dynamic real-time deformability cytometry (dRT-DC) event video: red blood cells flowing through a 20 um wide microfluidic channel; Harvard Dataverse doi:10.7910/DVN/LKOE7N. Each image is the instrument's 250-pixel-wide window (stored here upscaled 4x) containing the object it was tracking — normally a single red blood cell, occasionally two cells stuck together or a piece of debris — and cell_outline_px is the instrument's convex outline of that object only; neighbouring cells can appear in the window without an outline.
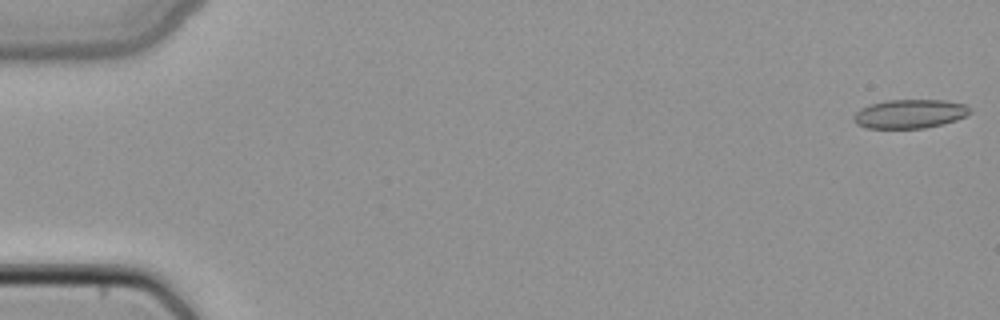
{"species": "common noctule bat (a hibernating species)", "species_latin": "Nyctalus noctula", "temperature_condition": "cold", "stored_images_in_passage": 50, "segment_of_instrument_passage": [1, 2], "camera_frame_rate_fps": 3000, "um_per_image_px": 0.085, "animal": {"sex": "female", "body_mass_g": 22.7, "forearm_length_mm": 54.2}, "frame": {"image": 1, "passage_image": 1, "time_ms": 0.0, "image_size_px": [1000, 320], "cell_outline_px": [[972, 112], [956, 120], [944, 124], [924, 128], [864, 128], [856, 124], [852, 120], [852, 116], [860, 108], [868, 104], [884, 100], [944, 100], [964, 104], [972, 108]], "centroid_in_image_um": [77.3, 9.67], "position_along_channel_um": 7.7, "area_um2": 19.88}}
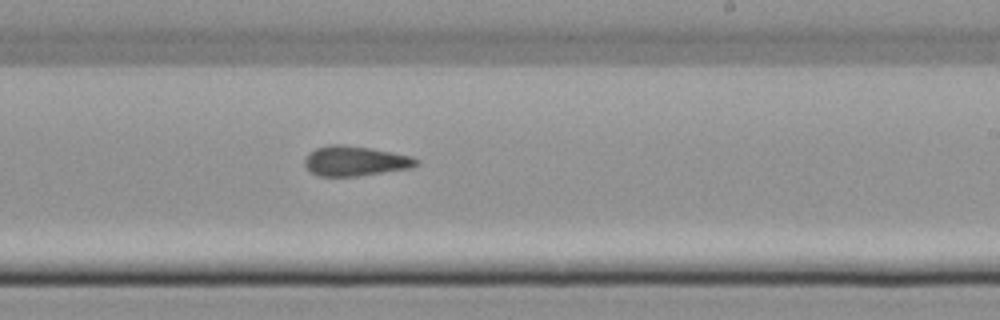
{"frame": {"image": 2, "passage_image": 30, "time_ms": 9.667, "image_size_px": [1000, 320], "cell_outline_px": [[420, 164], [412, 168], [356, 176], [320, 176], [312, 172], [304, 164], [304, 160], [308, 152], [316, 148], [328, 144], [340, 144], [372, 148], [412, 156], [420, 160]], "centroid_in_image_um": [30.22, 13.67], "position_along_channel_um": 258.8, "area_um2": 19.59}}
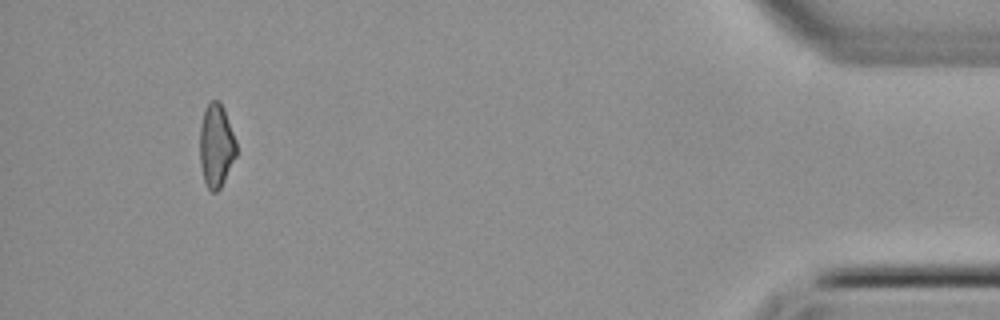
{"frame": {"image": 3, "passage_image": 46, "time_ms": 15.0, "image_size_px": [1000, 320], "cell_outline_px": [[236, 156], [220, 188], [216, 192], [212, 192], [208, 188], [204, 180], [200, 164], [200, 124], [204, 108], [212, 100], [220, 100], [224, 108], [236, 140]], "centroid_in_image_um": [18.37, 12.34], "position_along_channel_um": 416.8, "area_um2": 17.8}}